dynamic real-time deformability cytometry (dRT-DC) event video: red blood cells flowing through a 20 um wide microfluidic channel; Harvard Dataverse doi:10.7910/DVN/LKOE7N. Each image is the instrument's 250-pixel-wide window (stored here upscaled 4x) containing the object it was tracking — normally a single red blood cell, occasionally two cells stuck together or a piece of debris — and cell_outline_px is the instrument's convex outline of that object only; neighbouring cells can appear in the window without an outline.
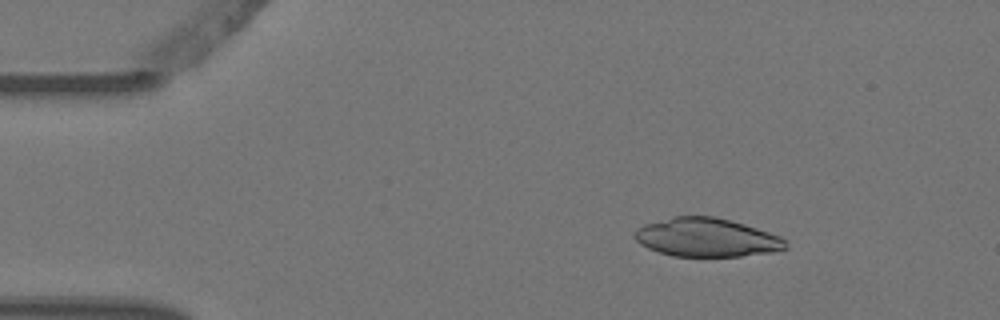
{"species": "Egyptian fruit bat (a non-hibernating species)", "species_latin": "Rousettus aegyptiacus", "temperature_condition": "warm", "stored_images_in_passage": 4, "camera_frame_rate_fps": 3000, "um_per_image_px": 0.085, "animal": {"sex": "female"}, "frame": {"image": 1, "passage_image": 2, "time_ms": 0.333, "image_size_px": [1000, 320], "cell_outline_px": [[788, 248], [772, 252], [740, 256], [672, 256], [648, 248], [640, 244], [632, 236], [636, 228], [644, 224], [676, 216], [712, 216], [744, 224], [780, 236], [788, 244]], "centroid_in_image_um": [60.04, 20.19], "position_along_channel_um": 25.0, "area_um2": 33.81}}